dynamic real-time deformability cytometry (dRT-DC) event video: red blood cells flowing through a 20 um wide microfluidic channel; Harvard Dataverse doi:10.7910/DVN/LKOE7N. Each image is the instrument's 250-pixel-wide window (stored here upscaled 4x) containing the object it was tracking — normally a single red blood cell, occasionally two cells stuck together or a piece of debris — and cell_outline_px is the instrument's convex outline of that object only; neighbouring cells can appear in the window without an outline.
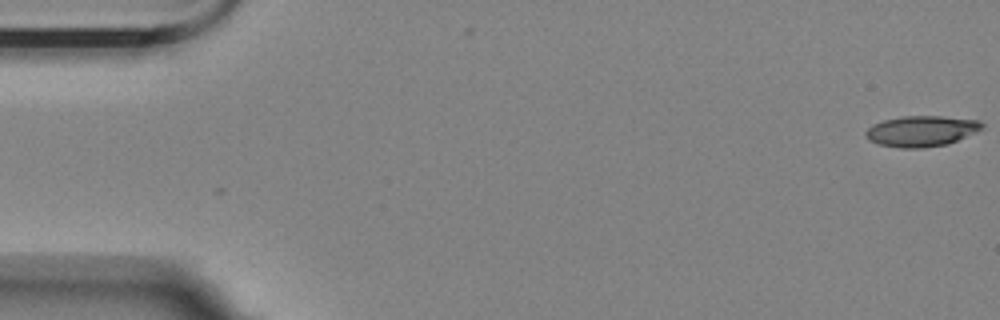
{"species": "Egyptian fruit bat (a non-hibernating species)", "species_latin": "Rousettus aegyptiacus", "temperature_condition": "room temperature", "stored_images_in_passage": 2, "camera_frame_rate_fps": 3000, "um_per_image_px": 0.085, "animal": {"sex": "female"}, "frame": {"image": 1, "passage_image": 2, "time_ms": 0.333, "image_size_px": [1000, 320], "cell_outline_px": [[984, 128], [976, 132], [948, 144], [924, 148], [900, 148], [876, 144], [868, 140], [864, 136], [864, 132], [872, 124], [884, 120], [904, 116], [940, 116], [980, 120], [984, 124]], "centroid_in_image_um": [78.3, 11.15], "position_along_channel_um": 6.7, "area_um2": 21.1}}